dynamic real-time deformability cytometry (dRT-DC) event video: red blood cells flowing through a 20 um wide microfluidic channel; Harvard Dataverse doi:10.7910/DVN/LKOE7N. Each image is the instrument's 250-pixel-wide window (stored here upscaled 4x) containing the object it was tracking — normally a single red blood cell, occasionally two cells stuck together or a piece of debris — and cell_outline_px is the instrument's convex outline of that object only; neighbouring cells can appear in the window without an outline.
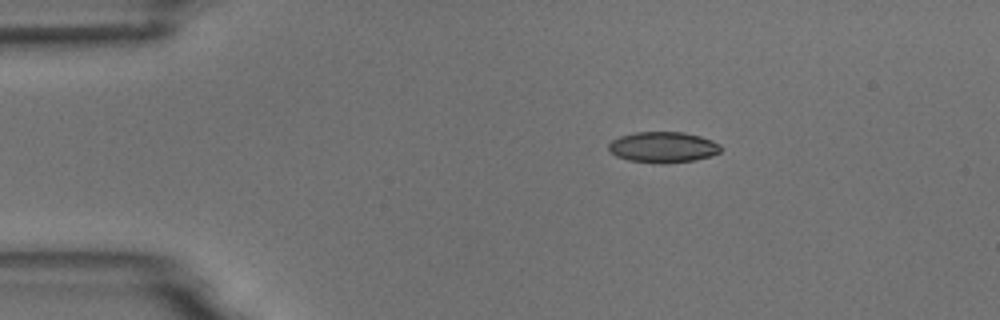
{"species": "common noctule bat (a hibernating species)", "species_latin": "Nyctalus noctula", "temperature_condition": "room temperature", "stored_images_in_passage": 6, "camera_frame_rate_fps": 3000, "um_per_image_px": 0.085, "animal": {"sex": "male", "body_mass_g": 18.8}, "frame": {"image": 1, "passage_image": 6, "time_ms": 6.0, "image_size_px": [1000, 320], "cell_outline_px": [[720, 152], [712, 156], [696, 160], [664, 164], [660, 164], [628, 160], [616, 156], [608, 148], [608, 144], [612, 140], [620, 136], [636, 132], [684, 132], [700, 136], [712, 140], [720, 144]], "centroid_in_image_um": [56.37, 12.52], "position_along_channel_um": 28.6, "area_um2": 20.29}}